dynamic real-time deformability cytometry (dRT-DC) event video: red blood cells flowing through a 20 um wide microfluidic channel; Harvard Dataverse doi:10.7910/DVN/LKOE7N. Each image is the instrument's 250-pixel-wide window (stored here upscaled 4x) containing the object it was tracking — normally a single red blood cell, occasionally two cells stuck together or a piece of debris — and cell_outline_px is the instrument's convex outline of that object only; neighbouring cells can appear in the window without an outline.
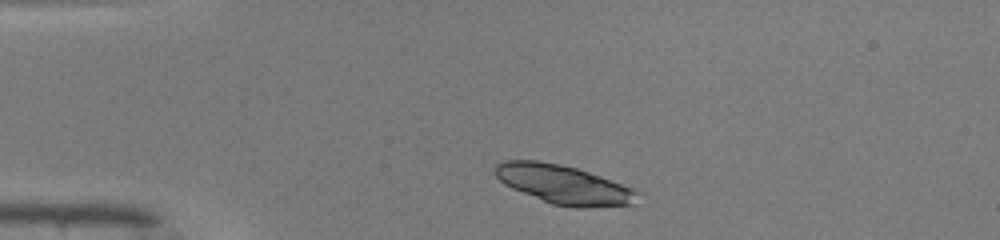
{"species": "common noctule bat (a hibernating species)", "species_latin": "Nyctalus noctula", "temperature_condition": "warm", "stored_images_in_passage": 39, "camera_frame_rate_fps": 3000, "um_per_image_px": 0.085, "animal": {"sex": "male", "body_mass_g": 19.0, "forearm_length_mm": 50.8}, "frame": {"image": 1, "passage_image": 1, "time_ms": 0.0, "image_size_px": [1000, 240], "cell_outline_px": [[640, 192], [636, 204], [584, 208], [576, 208], [552, 204], [512, 188], [504, 184], [492, 172], [496, 164], [504, 160], [536, 160], [560, 164], [576, 168], [636, 188]], "centroid_in_image_um": [47.94, 15.69], "position_along_channel_um": 37.1, "area_um2": 32.54}}